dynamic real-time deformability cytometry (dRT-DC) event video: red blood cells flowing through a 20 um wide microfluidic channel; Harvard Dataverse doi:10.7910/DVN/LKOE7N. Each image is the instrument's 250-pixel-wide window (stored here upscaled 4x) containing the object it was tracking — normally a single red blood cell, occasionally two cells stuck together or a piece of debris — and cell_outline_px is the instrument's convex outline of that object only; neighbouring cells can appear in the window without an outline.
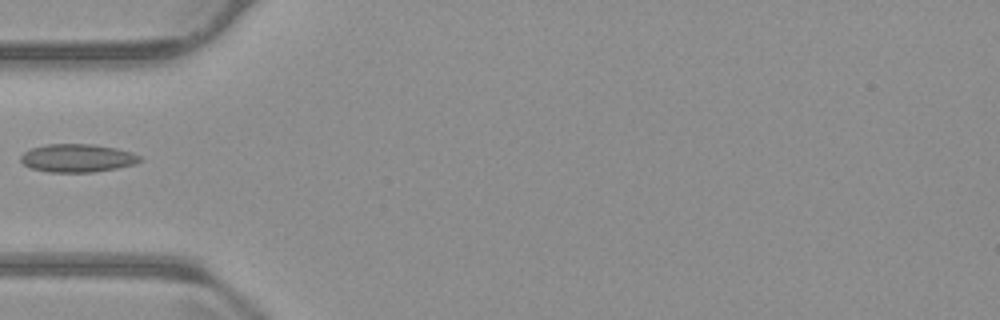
{"species": "common noctule bat (a hibernating species)", "species_latin": "Nyctalus noctula", "temperature_condition": "warm", "stored_images_in_passage": 11, "camera_frame_rate_fps": 3000, "um_per_image_px": 0.085, "animal": {"sex": "male", "body_mass_g": 23.1, "forearm_length_mm": 52.7}, "frame": {"image": 1, "passage_image": 1, "time_ms": 0.0, "image_size_px": [1000, 320], "cell_outline_px": [[140, 160], [132, 164], [116, 168], [92, 172], [48, 172], [32, 168], [24, 164], [20, 160], [20, 156], [24, 152], [32, 148], [48, 144], [92, 144], [116, 148], [132, 152], [140, 156]], "centroid_in_image_um": [6.55, 13.43], "position_along_channel_um": 78.5, "area_um2": 19.31}}